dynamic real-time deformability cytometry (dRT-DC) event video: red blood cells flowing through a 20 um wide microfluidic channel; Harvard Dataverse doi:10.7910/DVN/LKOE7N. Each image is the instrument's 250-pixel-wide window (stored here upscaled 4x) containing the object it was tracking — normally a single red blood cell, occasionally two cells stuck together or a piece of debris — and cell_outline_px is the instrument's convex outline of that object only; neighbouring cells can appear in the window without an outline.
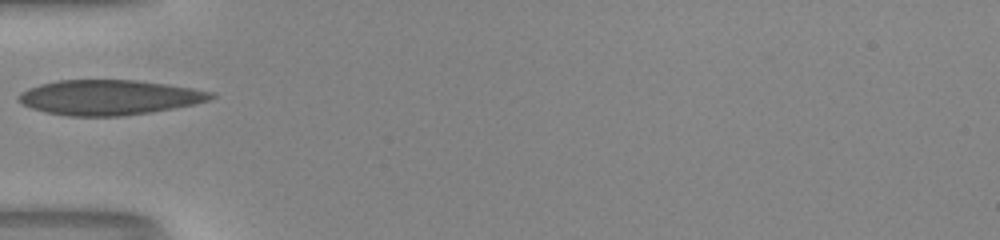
{"species": "human", "species_latin": "Homo sapiens", "temperature_condition": "room temperature", "stored_images_in_passage": 33, "camera_frame_rate_fps": 3000, "um_per_image_px": 0.085, "donor": {"sex": "male"}, "frame": {"image": 1, "passage_image": 1, "time_ms": 0.0, "image_size_px": [1000, 240], "cell_outline_px": [[216, 96], [208, 100], [196, 104], [152, 112], [120, 116], [68, 116], [48, 112], [32, 108], [16, 100], [20, 92], [28, 88], [40, 84], [56, 80], [136, 80], [168, 84], [192, 88], [212, 92]], "centroid_in_image_um": [9.28, 8.27], "position_along_channel_um": 75.7, "area_um2": 39.25}}
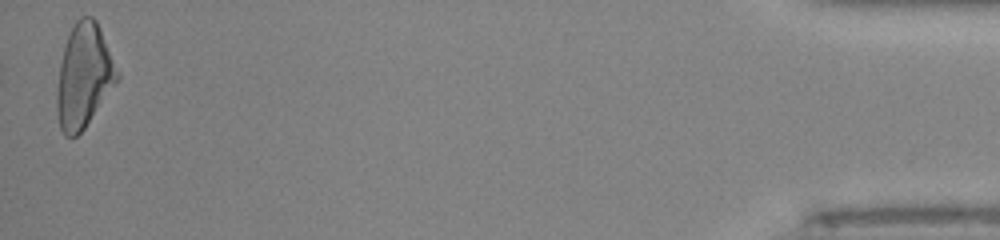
{"frame": {"image": 2, "passage_image": 33, "time_ms": 10.667, "image_size_px": [1000, 240], "cell_outline_px": [[120, 80], [84, 128], [76, 136], [64, 136], [60, 128], [56, 108], [56, 92], [60, 64], [64, 48], [68, 36], [76, 20], [80, 16], [92, 16], [96, 20], [100, 28], [120, 72]], "centroid_in_image_um": [7.15, 6.46], "position_along_channel_um": 428.0, "area_um2": 36.65}}